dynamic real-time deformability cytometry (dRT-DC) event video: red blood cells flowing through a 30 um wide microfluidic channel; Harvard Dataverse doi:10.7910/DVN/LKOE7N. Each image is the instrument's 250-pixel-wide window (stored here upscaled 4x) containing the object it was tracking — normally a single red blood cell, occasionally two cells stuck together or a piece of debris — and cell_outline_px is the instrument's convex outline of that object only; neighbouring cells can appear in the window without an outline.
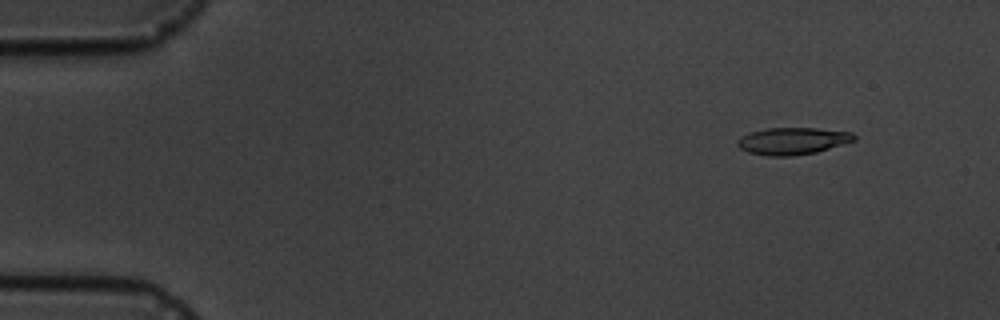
{"species": "common noctule bat (a hibernating species)", "species_latin": "Nyctalus noctula", "temperature_condition": "cold", "stored_images_in_passage": 6, "segment_of_instrument_passage": [1, 2], "camera_frame_rate_fps": 3000, "um_per_image_px": 0.085, "animal": {"sex": "male", "body_mass_g": 19.5, "forearm_length_mm": 54.6}, "frame": {"image": 1, "passage_image": 2, "time_ms": 1.0, "image_size_px": [1000, 320], "cell_outline_px": [[856, 140], [816, 152], [792, 156], [768, 156], [748, 152], [740, 148], [736, 144], [736, 140], [740, 136], [748, 132], [764, 128], [816, 128], [852, 132], [856, 136]], "centroid_in_image_um": [67.33, 11.97], "position_along_channel_um": 17.7, "area_um2": 18.55}}
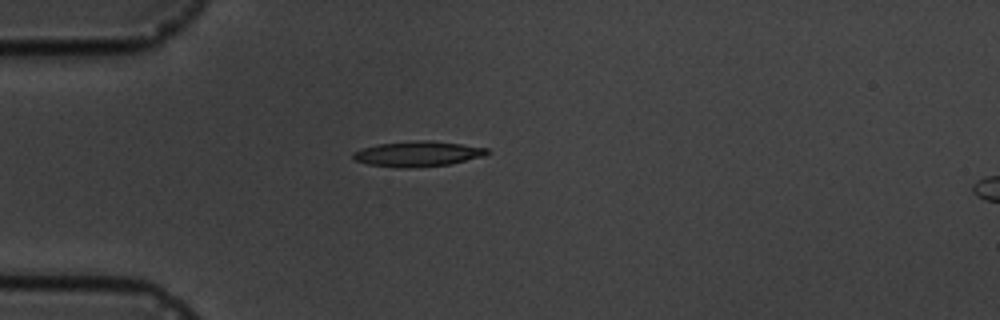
{"frame": {"image": 2, "passage_image": 5, "time_ms": 4.333, "image_size_px": [1000, 320], "cell_outline_px": [[492, 152], [484, 156], [448, 164], [412, 168], [396, 168], [368, 164], [356, 160], [352, 156], [352, 152], [364, 148], [380, 144], [424, 140], [432, 140], [488, 148]], "centroid_in_image_um": [35.54, 13.08], "position_along_channel_um": 49.5, "area_um2": 19.59}}